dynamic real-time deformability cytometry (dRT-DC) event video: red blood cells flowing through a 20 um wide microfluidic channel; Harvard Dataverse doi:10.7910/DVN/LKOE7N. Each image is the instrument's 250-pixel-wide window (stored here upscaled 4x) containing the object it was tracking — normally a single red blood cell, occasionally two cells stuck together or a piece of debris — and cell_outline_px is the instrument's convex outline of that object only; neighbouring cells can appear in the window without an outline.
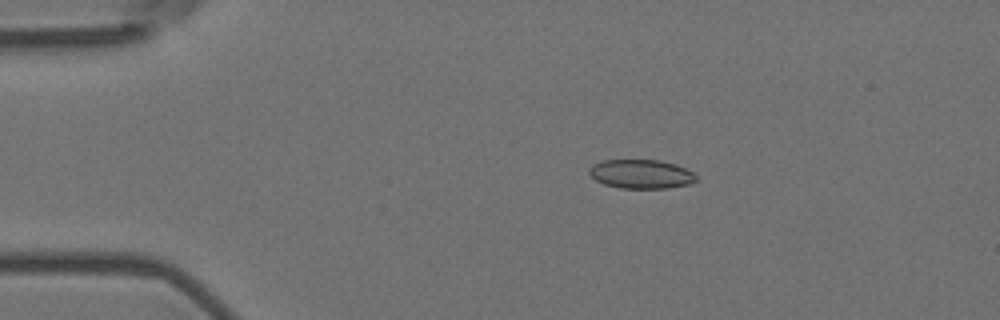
{"species": "Egyptian fruit bat (a non-hibernating species)", "species_latin": "Rousettus aegyptiacus", "temperature_condition": "room temperature", "stored_images_in_passage": 6, "camera_frame_rate_fps": 3000, "um_per_image_px": 0.085, "animal": {"sex": "female"}, "frame": {"image": 1, "passage_image": 3, "time_ms": 0.667, "image_size_px": [1000, 320], "cell_outline_px": [[696, 180], [692, 184], [668, 188], [620, 188], [604, 184], [596, 180], [588, 172], [596, 164], [604, 160], [660, 160], [676, 164], [692, 172], [696, 176]], "centroid_in_image_um": [54.54, 14.8], "position_along_channel_um": 30.5, "area_um2": 17.92}}
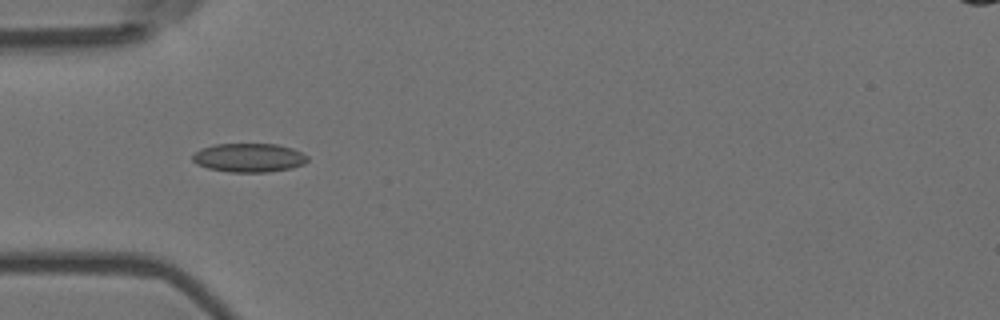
{"frame": {"image": 2, "passage_image": 5, "time_ms": 1.333, "image_size_px": [1000, 320], "cell_outline_px": [[308, 160], [304, 164], [292, 168], [268, 172], [228, 172], [208, 168], [196, 164], [192, 160], [192, 156], [200, 148], [216, 144], [276, 144], [292, 148], [308, 156]], "centroid_in_image_um": [21.15, 13.41], "position_along_channel_um": 63.8, "area_um2": 19.36}}
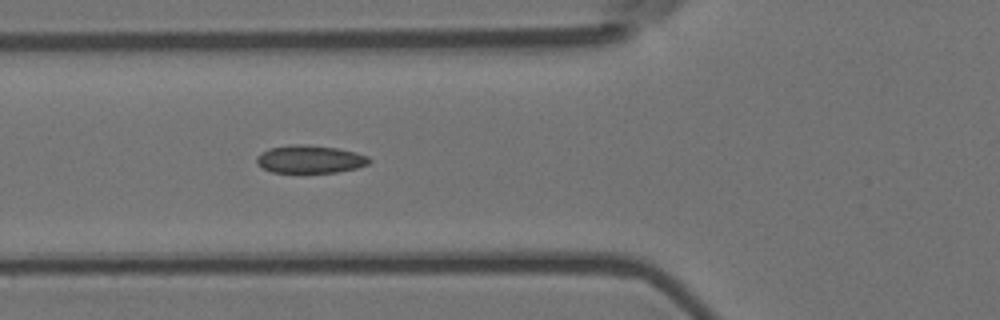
{"frame": {"image": 3, "passage_image": 6, "time_ms": 1.667, "image_size_px": [1000, 320], "cell_outline_px": [[372, 160], [368, 164], [356, 168], [336, 172], [272, 172], [256, 164], [256, 156], [260, 152], [268, 148], [292, 144], [304, 144], [336, 148], [356, 152], [368, 156]], "centroid_in_image_um": [26.32, 13.52], "position_along_channel_um": 99.5, "area_um2": 18.32}}